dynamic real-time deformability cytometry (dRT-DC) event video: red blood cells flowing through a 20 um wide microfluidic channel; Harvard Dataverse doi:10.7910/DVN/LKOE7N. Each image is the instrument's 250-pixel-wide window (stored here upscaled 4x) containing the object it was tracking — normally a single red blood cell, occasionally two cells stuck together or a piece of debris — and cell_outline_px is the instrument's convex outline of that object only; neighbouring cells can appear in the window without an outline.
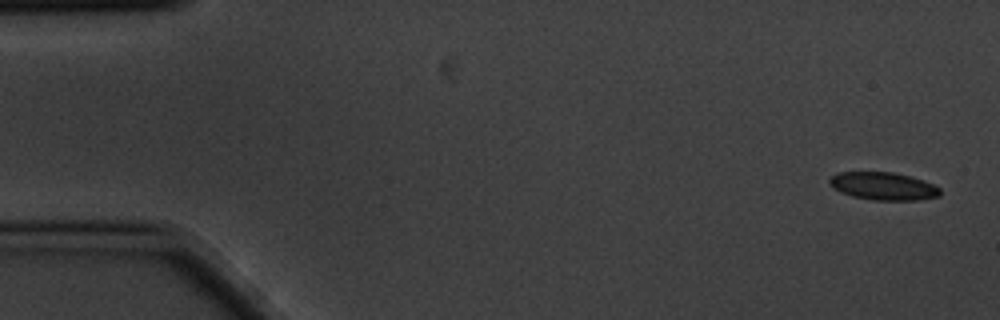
{"species": "common noctule bat (a hibernating species)", "species_latin": "Nyctalus noctula", "temperature_condition": "cold", "stored_images_in_passage": 5, "camera_frame_rate_fps": 3000, "um_per_image_px": 0.085, "animal": {"sex": "male", "body_mass_g": 20.1, "forearm_length_mm": 53.5}, "frame": {"image": 1, "passage_image": 1, "time_ms": 0.0, "image_size_px": [1000, 320], "cell_outline_px": [[940, 196], [920, 200], [872, 200], [852, 196], [840, 192], [832, 188], [828, 180], [836, 172], [892, 172], [924, 180], [940, 188]], "centroid_in_image_um": [75.06, 15.82], "position_along_channel_um": 9.9, "area_um2": 17.98}}
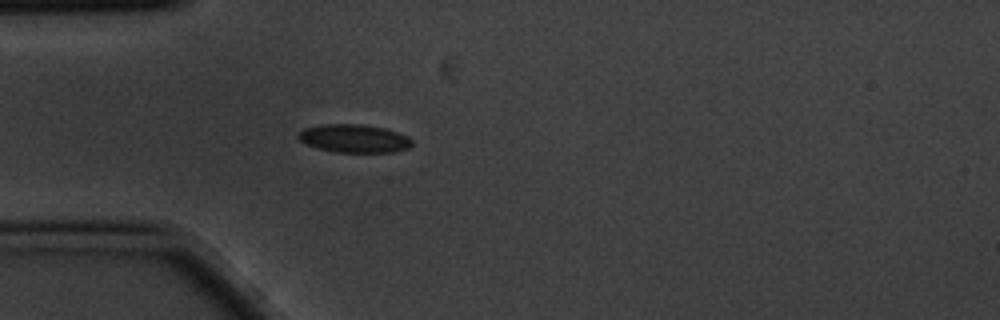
{"frame": {"image": 2, "passage_image": 5, "time_ms": 1.333, "image_size_px": [1000, 320], "cell_outline_px": [[412, 144], [408, 148], [392, 152], [332, 152], [308, 144], [300, 140], [296, 136], [304, 128], [320, 124], [360, 124], [384, 128], [408, 136], [412, 140]], "centroid_in_image_um": [30.1, 11.76], "position_along_channel_um": 54.9, "area_um2": 18.55}}